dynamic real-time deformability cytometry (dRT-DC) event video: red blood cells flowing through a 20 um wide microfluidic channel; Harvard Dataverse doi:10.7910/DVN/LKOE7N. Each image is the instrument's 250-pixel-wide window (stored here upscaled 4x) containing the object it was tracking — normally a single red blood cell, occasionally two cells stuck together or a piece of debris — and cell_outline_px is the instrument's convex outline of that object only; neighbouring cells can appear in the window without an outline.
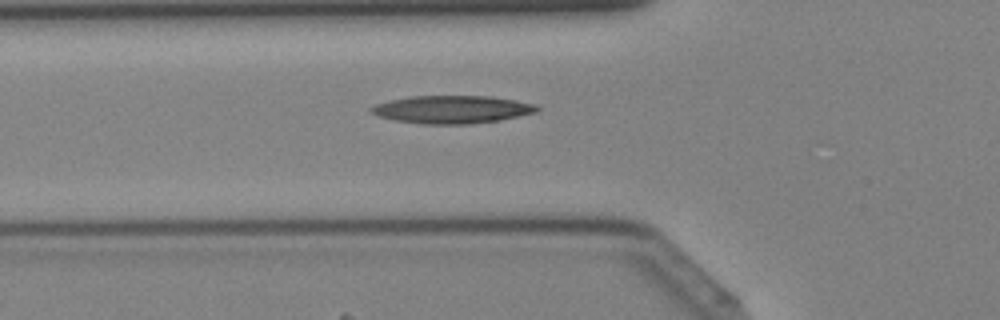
{"species": "Egyptian fruit bat (a non-hibernating species)", "species_latin": "Rousettus aegyptiacus", "temperature_condition": "cold", "stored_images_in_passage": 33, "camera_frame_rate_fps": 3000, "um_per_image_px": 0.085, "animal": {"sex": "female"}, "frame": {"image": 1, "passage_image": 6, "time_ms": 1.667, "image_size_px": [1000, 320], "cell_outline_px": [[540, 108], [536, 112], [500, 120], [472, 124], [420, 124], [396, 120], [376, 116], [368, 112], [368, 108], [376, 104], [388, 100], [408, 96], [492, 96], [516, 100], [536, 104]], "centroid_in_image_um": [38.38, 9.3], "position_along_channel_um": 87.4, "area_um2": 27.22}}
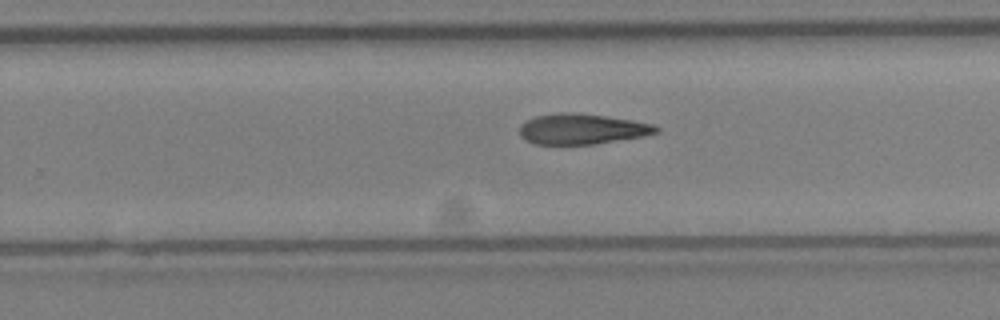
{"frame": {"image": 2, "passage_image": 18, "time_ms": 5.667, "image_size_px": [1000, 320], "cell_outline_px": [[660, 132], [644, 136], [596, 144], [532, 144], [524, 140], [520, 136], [520, 124], [536, 116], [564, 112], [568, 112], [604, 116], [632, 120], [652, 124], [660, 128]], "centroid_in_image_um": [49.46, 10.98], "position_along_channel_um": 280.3, "area_um2": 24.22}}
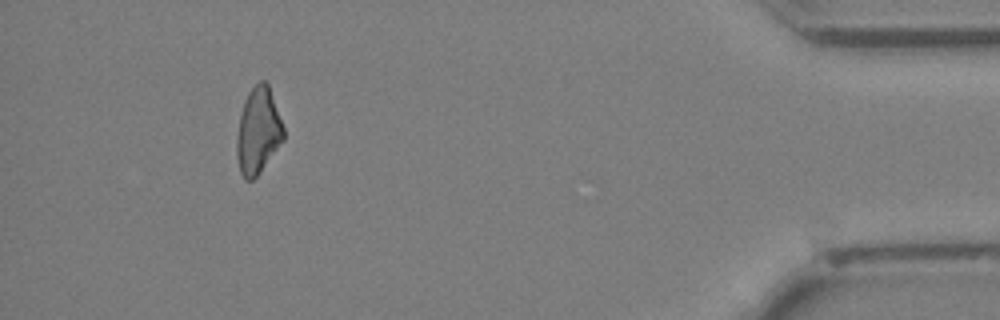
{"frame": {"image": 3, "passage_image": 30, "time_ms": 9.667, "image_size_px": [1000, 320], "cell_outline_px": [[284, 140], [260, 172], [252, 180], [244, 180], [240, 172], [236, 156], [236, 140], [240, 116], [244, 100], [248, 92], [260, 80], [264, 80], [268, 84], [284, 128]], "centroid_in_image_um": [21.93, 11.14], "position_along_channel_um": 413.3, "area_um2": 23.47}}